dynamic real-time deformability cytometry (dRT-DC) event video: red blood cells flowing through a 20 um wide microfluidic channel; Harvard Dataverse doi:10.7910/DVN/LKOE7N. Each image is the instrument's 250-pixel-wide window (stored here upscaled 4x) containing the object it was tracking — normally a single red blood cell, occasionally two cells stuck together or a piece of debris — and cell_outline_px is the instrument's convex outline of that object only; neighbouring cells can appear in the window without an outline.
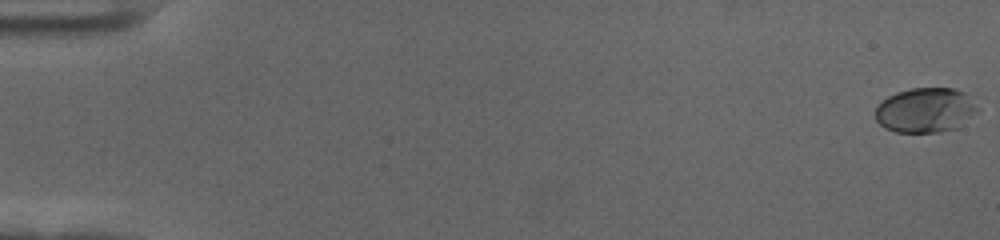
{"species": "human", "species_latin": "Homo sapiens", "temperature_condition": "cold", "stored_images_in_passage": 59, "camera_frame_rate_fps": 3000, "um_per_image_px": 0.085, "donor": {"sex": "female"}, "frame": {"image": 1, "passage_image": 1, "time_ms": 0.0, "image_size_px": [1000, 240], "cell_outline_px": [[980, 112], [956, 128], [940, 132], [896, 132], [884, 128], [876, 120], [876, 108], [888, 96], [896, 92], [912, 88], [952, 88], [964, 92], [980, 108]], "centroid_in_image_um": [78.7, 9.37], "position_along_channel_um": 6.3, "area_um2": 26.76}}
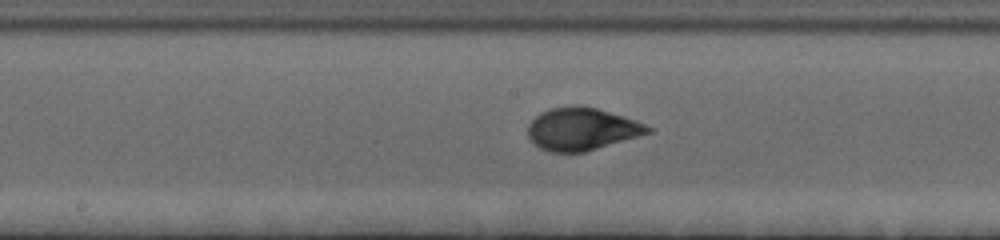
{"frame": {"image": 2, "passage_image": 32, "time_ms": 10.333, "image_size_px": [1000, 240], "cell_outline_px": [[652, 132], [584, 152], [548, 152], [540, 148], [528, 136], [528, 124], [540, 112], [548, 108], [572, 104], [580, 104], [596, 108], [624, 116], [644, 124], [652, 128]], "centroid_in_image_um": [49.42, 10.94], "position_along_channel_um": 198.8, "area_um2": 29.77}}
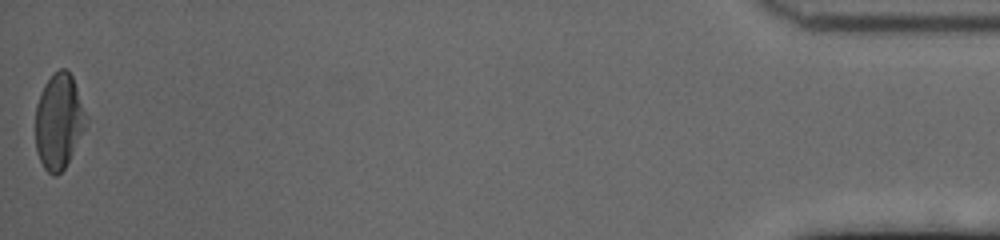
{"frame": {"image": 3, "passage_image": 59, "time_ms": 19.333, "image_size_px": [1000, 240], "cell_outline_px": [[88, 128], [64, 168], [56, 176], [52, 176], [44, 168], [40, 160], [36, 148], [36, 104], [40, 92], [44, 84], [60, 68], [64, 68], [72, 76], [88, 116]], "centroid_in_image_um": [5.04, 10.33], "position_along_channel_um": 430.2, "area_um2": 28.44}, "authors_computed_cell_mechanics": {"area_um2": 27.9752, "velocity_mm_per_s": 3.5427, "shape_relaxation_time_tau1_ms": 4.2979, "shape_relaxation_time_tau2_ms": null, "deformation_change_tau1": 0.1719, "deformation_change_tau2": null}}